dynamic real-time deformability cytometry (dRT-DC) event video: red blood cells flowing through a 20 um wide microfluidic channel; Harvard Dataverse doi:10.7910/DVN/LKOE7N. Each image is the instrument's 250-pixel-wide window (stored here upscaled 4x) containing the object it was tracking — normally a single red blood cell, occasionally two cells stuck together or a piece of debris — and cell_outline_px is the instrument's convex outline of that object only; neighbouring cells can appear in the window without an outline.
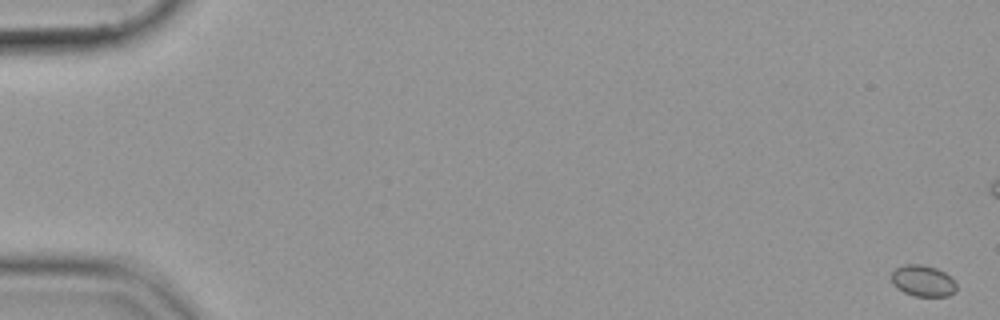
{"species": "common noctule bat (a hibernating species)", "species_latin": "Nyctalus noctula", "temperature_condition": "cold", "stored_images_in_passage": 58, "camera_frame_rate_fps": 3000, "um_per_image_px": 0.085, "animal": {"sex": "female", "body_mass_g": 19.9}, "frame": {"image": 1, "passage_image": 1, "time_ms": 0.0, "image_size_px": [1000, 320], "cell_outline_px": [[956, 292], [948, 296], [916, 296], [904, 292], [896, 288], [892, 284], [892, 272], [896, 268], [904, 264], [920, 264], [936, 268], [944, 272], [956, 284]], "centroid_in_image_um": [78.43, 23.87], "position_along_channel_um": 6.6, "area_um2": 11.79}}
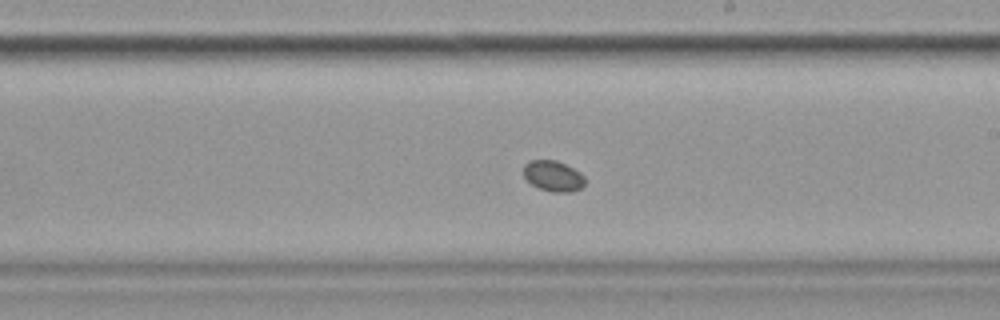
{"frame": {"image": 2, "passage_image": 34, "time_ms": 11.0, "image_size_px": [1000, 320], "cell_outline_px": [[584, 184], [580, 188], [572, 192], [552, 192], [540, 188], [532, 184], [524, 176], [524, 164], [528, 160], [556, 160], [580, 172], [584, 176]], "centroid_in_image_um": [47.02, 14.95], "position_along_channel_um": 242.0, "area_um2": 10.87}}
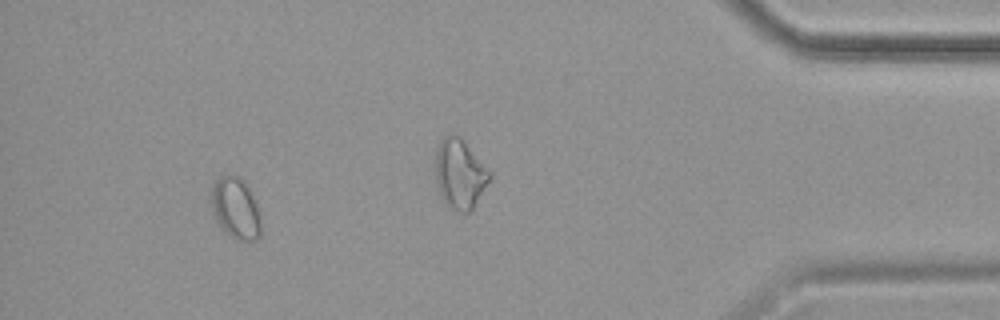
{"frame": {"image": 3, "passage_image": 53, "time_ms": 17.333, "image_size_px": [1000, 320], "cell_outline_px": [[260, 236], [256, 240], [236, 240], [228, 236], [216, 224], [208, 200], [208, 196], [212, 184], [220, 176], [236, 176], [244, 180], [256, 204], [260, 220]], "centroid_in_image_um": [19.94, 17.73], "position_along_channel_um": 415.3, "area_um2": 18.21}}